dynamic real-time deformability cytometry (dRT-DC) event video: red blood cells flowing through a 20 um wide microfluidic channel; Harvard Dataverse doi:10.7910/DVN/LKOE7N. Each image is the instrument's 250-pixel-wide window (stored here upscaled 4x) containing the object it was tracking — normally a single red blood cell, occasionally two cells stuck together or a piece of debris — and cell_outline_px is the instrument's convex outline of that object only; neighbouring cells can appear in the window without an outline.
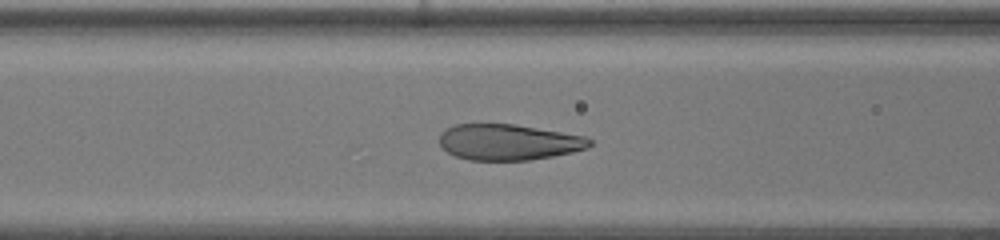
{"species": "human", "species_latin": "Homo sapiens", "temperature_condition": "warm", "stored_images_in_passage": 29, "camera_frame_rate_fps": 3000, "um_per_image_px": 0.085, "donor": {"sex": "female"}, "frame": {"image": 1, "passage_image": 7, "time_ms": 2.0, "image_size_px": [1000, 240], "cell_outline_px": [[592, 144], [588, 148], [572, 152], [552, 156], [528, 160], [468, 160], [456, 156], [448, 152], [440, 144], [440, 132], [456, 124], [516, 124], [584, 136], [592, 140]], "centroid_in_image_um": [43.23, 12.08], "position_along_channel_um": 123.4, "area_um2": 31.33}}
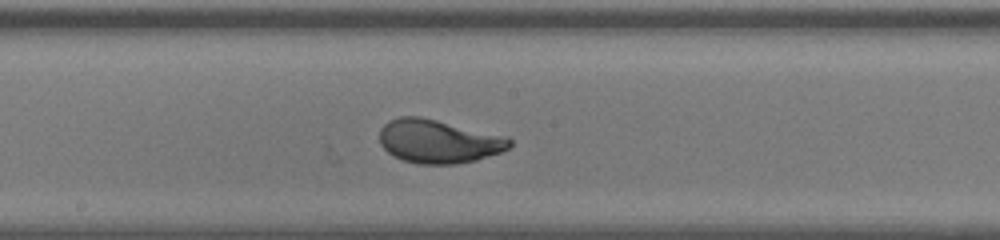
{"frame": {"image": 2, "passage_image": 13, "time_ms": 4.0, "image_size_px": [1000, 240], "cell_outline_px": [[512, 144], [508, 148], [500, 152], [476, 160], [456, 164], [416, 164], [392, 156], [380, 144], [380, 128], [388, 120], [400, 116], [420, 116], [508, 136], [512, 140]], "centroid_in_image_um": [37.26, 12.01], "position_along_channel_um": 210.9, "area_um2": 33.23}}
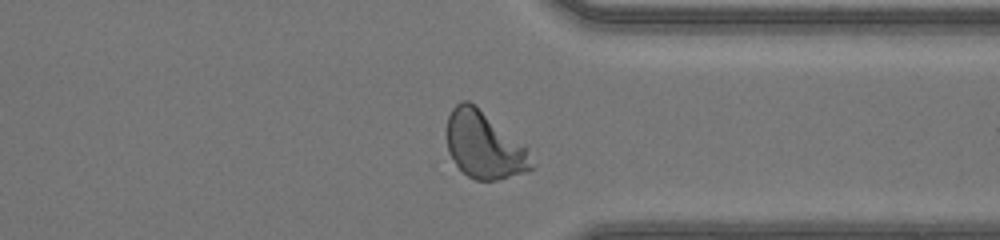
{"frame": {"image": 3, "passage_image": 24, "time_ms": 7.667, "image_size_px": [1000, 240], "cell_outline_px": [[532, 168], [524, 172], [496, 180], [476, 180], [468, 176], [456, 164], [448, 152], [448, 116], [452, 108], [460, 100], [468, 100], [476, 104], [524, 144], [532, 164]], "centroid_in_image_um": [41.13, 12.3], "position_along_channel_um": 370.3, "area_um2": 32.77}, "authors_computed_cell_mechanics": {"area_um2": 32.657, "velocity_mm_per_s": 4.3957, "shape_relaxation_time_tau1_ms": 3.0661, "shape_relaxation_time_tau2_ms": null, "deformation_change_tau1": 0.1839, "deformation_change_tau2": null}}